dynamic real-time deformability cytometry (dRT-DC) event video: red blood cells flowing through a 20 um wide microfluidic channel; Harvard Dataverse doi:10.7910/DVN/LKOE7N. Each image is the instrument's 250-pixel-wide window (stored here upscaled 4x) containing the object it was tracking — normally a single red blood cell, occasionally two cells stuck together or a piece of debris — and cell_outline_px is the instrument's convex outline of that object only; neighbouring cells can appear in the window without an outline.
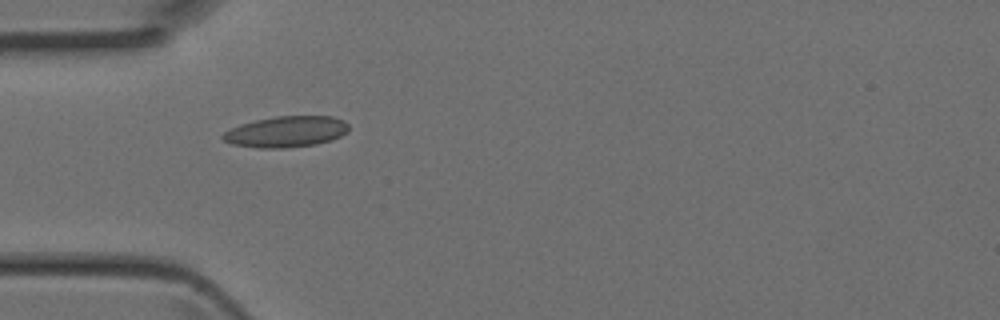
{"species": "Egyptian fruit bat (a non-hibernating species)", "species_latin": "Rousettus aegyptiacus", "temperature_condition": "room temperature", "stored_images_in_passage": 2, "camera_frame_rate_fps": 3000, "um_per_image_px": 0.085, "animal": {"sex": "female"}, "frame": {"image": 1, "passage_image": 1, "time_ms": 0.0, "image_size_px": [1000, 320], "cell_outline_px": [[348, 132], [332, 140], [316, 144], [284, 148], [260, 148], [232, 144], [224, 140], [220, 136], [224, 132], [240, 124], [256, 120], [276, 116], [332, 116], [344, 120], [348, 124]], "centroid_in_image_um": [24.34, 11.19], "position_along_channel_um": 60.7, "area_um2": 22.77}}
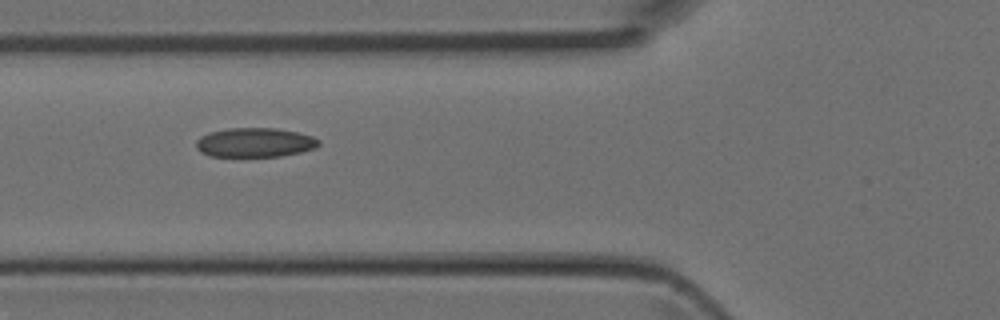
{"frame": {"image": 2, "passage_image": 2, "time_ms": 0.333, "image_size_px": [1000, 320], "cell_outline_px": [[320, 144], [316, 148], [300, 152], [280, 156], [208, 156], [200, 152], [196, 148], [196, 140], [200, 136], [208, 132], [228, 128], [276, 128], [296, 132], [312, 136], [320, 140]], "centroid_in_image_um": [21.64, 12.11], "position_along_channel_um": 104.2, "area_um2": 21.04}}